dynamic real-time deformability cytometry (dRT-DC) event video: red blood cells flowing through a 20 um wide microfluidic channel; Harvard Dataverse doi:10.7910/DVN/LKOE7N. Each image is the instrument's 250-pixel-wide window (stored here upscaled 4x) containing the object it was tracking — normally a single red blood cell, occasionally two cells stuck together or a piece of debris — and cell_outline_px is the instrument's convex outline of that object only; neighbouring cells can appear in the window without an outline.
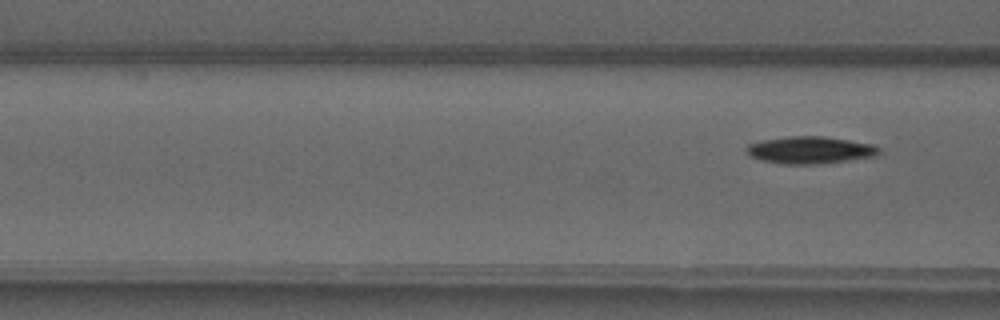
{"species": "common noctule bat (a hibernating species)", "species_latin": "Nyctalus noctula", "temperature_condition": "warm", "stored_images_in_passage": 5, "camera_frame_rate_fps": 3000, "um_per_image_px": 0.085, "animal": {"sex": "male", "forearm_length_mm": 52.5}, "frame": {"image": 1, "passage_image": 5, "time_ms": 5.667, "image_size_px": [1000, 320], "cell_outline_px": [[880, 152], [876, 156], [820, 164], [784, 164], [764, 160], [752, 156], [748, 152], [748, 144], [760, 140], [788, 136], [824, 136], [872, 144], [880, 148]], "centroid_in_image_um": [68.89, 12.75], "position_along_channel_um": 97.7, "area_um2": 20.81}}